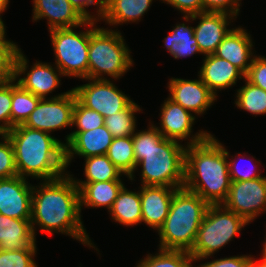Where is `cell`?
Returning a JSON list of instances; mask_svg holds the SVG:
<instances>
[{
	"label": "cell",
	"instance_id": "obj_1",
	"mask_svg": "<svg viewBox=\"0 0 266 267\" xmlns=\"http://www.w3.org/2000/svg\"><path fill=\"white\" fill-rule=\"evenodd\" d=\"M30 220L35 238L38 227L41 233L68 235L100 252L83 224L79 189L69 172L60 178L33 185Z\"/></svg>",
	"mask_w": 266,
	"mask_h": 267
},
{
	"label": "cell",
	"instance_id": "obj_2",
	"mask_svg": "<svg viewBox=\"0 0 266 267\" xmlns=\"http://www.w3.org/2000/svg\"><path fill=\"white\" fill-rule=\"evenodd\" d=\"M132 141L135 172L141 168V186L184 187L185 145L164 138L152 121L147 129L135 132Z\"/></svg>",
	"mask_w": 266,
	"mask_h": 267
},
{
	"label": "cell",
	"instance_id": "obj_3",
	"mask_svg": "<svg viewBox=\"0 0 266 267\" xmlns=\"http://www.w3.org/2000/svg\"><path fill=\"white\" fill-rule=\"evenodd\" d=\"M226 148L215 135L185 148L184 188L209 205L222 204L230 190Z\"/></svg>",
	"mask_w": 266,
	"mask_h": 267
},
{
	"label": "cell",
	"instance_id": "obj_4",
	"mask_svg": "<svg viewBox=\"0 0 266 267\" xmlns=\"http://www.w3.org/2000/svg\"><path fill=\"white\" fill-rule=\"evenodd\" d=\"M5 134L13 145L16 169L22 178L49 181L69 172L65 163L64 141L23 124Z\"/></svg>",
	"mask_w": 266,
	"mask_h": 267
},
{
	"label": "cell",
	"instance_id": "obj_5",
	"mask_svg": "<svg viewBox=\"0 0 266 267\" xmlns=\"http://www.w3.org/2000/svg\"><path fill=\"white\" fill-rule=\"evenodd\" d=\"M209 204L198 194L179 188L174 192L168 216L156 231L159 249L190 251Z\"/></svg>",
	"mask_w": 266,
	"mask_h": 267
},
{
	"label": "cell",
	"instance_id": "obj_6",
	"mask_svg": "<svg viewBox=\"0 0 266 267\" xmlns=\"http://www.w3.org/2000/svg\"><path fill=\"white\" fill-rule=\"evenodd\" d=\"M97 22L90 21L88 78L120 80L134 65L131 50L121 31L97 26Z\"/></svg>",
	"mask_w": 266,
	"mask_h": 267
},
{
	"label": "cell",
	"instance_id": "obj_7",
	"mask_svg": "<svg viewBox=\"0 0 266 267\" xmlns=\"http://www.w3.org/2000/svg\"><path fill=\"white\" fill-rule=\"evenodd\" d=\"M249 223L222 204L209 205L192 249L194 263L209 259L240 234Z\"/></svg>",
	"mask_w": 266,
	"mask_h": 267
},
{
	"label": "cell",
	"instance_id": "obj_8",
	"mask_svg": "<svg viewBox=\"0 0 266 267\" xmlns=\"http://www.w3.org/2000/svg\"><path fill=\"white\" fill-rule=\"evenodd\" d=\"M79 27L49 30L55 56V66L65 77L81 80L88 78V50L90 20L85 21L86 30Z\"/></svg>",
	"mask_w": 266,
	"mask_h": 267
},
{
	"label": "cell",
	"instance_id": "obj_9",
	"mask_svg": "<svg viewBox=\"0 0 266 267\" xmlns=\"http://www.w3.org/2000/svg\"><path fill=\"white\" fill-rule=\"evenodd\" d=\"M76 98L73 89L56 96L41 98L23 125L50 134L66 127H73V108Z\"/></svg>",
	"mask_w": 266,
	"mask_h": 267
},
{
	"label": "cell",
	"instance_id": "obj_10",
	"mask_svg": "<svg viewBox=\"0 0 266 267\" xmlns=\"http://www.w3.org/2000/svg\"><path fill=\"white\" fill-rule=\"evenodd\" d=\"M88 83L72 88L77 99L87 108L104 118L125 109L132 101L119 90L114 80L84 79Z\"/></svg>",
	"mask_w": 266,
	"mask_h": 267
},
{
	"label": "cell",
	"instance_id": "obj_11",
	"mask_svg": "<svg viewBox=\"0 0 266 267\" xmlns=\"http://www.w3.org/2000/svg\"><path fill=\"white\" fill-rule=\"evenodd\" d=\"M23 53L21 48L17 52L14 79L35 96L48 98L61 85L62 72L53 64L37 60L29 68V60Z\"/></svg>",
	"mask_w": 266,
	"mask_h": 267
},
{
	"label": "cell",
	"instance_id": "obj_12",
	"mask_svg": "<svg viewBox=\"0 0 266 267\" xmlns=\"http://www.w3.org/2000/svg\"><path fill=\"white\" fill-rule=\"evenodd\" d=\"M222 205L251 224L261 213H266V176L231 181L230 190Z\"/></svg>",
	"mask_w": 266,
	"mask_h": 267
},
{
	"label": "cell",
	"instance_id": "obj_13",
	"mask_svg": "<svg viewBox=\"0 0 266 267\" xmlns=\"http://www.w3.org/2000/svg\"><path fill=\"white\" fill-rule=\"evenodd\" d=\"M159 116L160 123L158 124H160V126L154 124L155 128L164 136V138L178 141L180 143L186 140L187 142L183 144L185 146L198 144L211 134L210 131L201 129L193 135L192 127L195 120L198 118L169 97H167L163 104H161Z\"/></svg>",
	"mask_w": 266,
	"mask_h": 267
},
{
	"label": "cell",
	"instance_id": "obj_14",
	"mask_svg": "<svg viewBox=\"0 0 266 267\" xmlns=\"http://www.w3.org/2000/svg\"><path fill=\"white\" fill-rule=\"evenodd\" d=\"M186 22L199 20L194 27V36L202 55L214 54L219 44L231 30L228 28L236 17L223 12H202L191 16H183ZM228 26V27H227Z\"/></svg>",
	"mask_w": 266,
	"mask_h": 267
},
{
	"label": "cell",
	"instance_id": "obj_15",
	"mask_svg": "<svg viewBox=\"0 0 266 267\" xmlns=\"http://www.w3.org/2000/svg\"><path fill=\"white\" fill-rule=\"evenodd\" d=\"M169 98L190 111L194 116H202L217 101V97L198 79L170 78L167 83ZM197 114V115H196Z\"/></svg>",
	"mask_w": 266,
	"mask_h": 267
},
{
	"label": "cell",
	"instance_id": "obj_16",
	"mask_svg": "<svg viewBox=\"0 0 266 267\" xmlns=\"http://www.w3.org/2000/svg\"><path fill=\"white\" fill-rule=\"evenodd\" d=\"M17 175L0 179V214L31 219L33 185Z\"/></svg>",
	"mask_w": 266,
	"mask_h": 267
},
{
	"label": "cell",
	"instance_id": "obj_17",
	"mask_svg": "<svg viewBox=\"0 0 266 267\" xmlns=\"http://www.w3.org/2000/svg\"><path fill=\"white\" fill-rule=\"evenodd\" d=\"M64 139L65 163L66 168H68L74 156L87 158L90 156L106 155L113 136L106 126L103 125L89 131L71 132Z\"/></svg>",
	"mask_w": 266,
	"mask_h": 267
},
{
	"label": "cell",
	"instance_id": "obj_18",
	"mask_svg": "<svg viewBox=\"0 0 266 267\" xmlns=\"http://www.w3.org/2000/svg\"><path fill=\"white\" fill-rule=\"evenodd\" d=\"M32 21L47 20L48 30L85 27L86 19L69 0H32Z\"/></svg>",
	"mask_w": 266,
	"mask_h": 267
},
{
	"label": "cell",
	"instance_id": "obj_19",
	"mask_svg": "<svg viewBox=\"0 0 266 267\" xmlns=\"http://www.w3.org/2000/svg\"><path fill=\"white\" fill-rule=\"evenodd\" d=\"M250 32L242 26L231 28L217 47L214 55L229 61L244 74L248 72L256 53L253 50V39Z\"/></svg>",
	"mask_w": 266,
	"mask_h": 267
},
{
	"label": "cell",
	"instance_id": "obj_20",
	"mask_svg": "<svg viewBox=\"0 0 266 267\" xmlns=\"http://www.w3.org/2000/svg\"><path fill=\"white\" fill-rule=\"evenodd\" d=\"M179 188L167 186H140L142 222L159 230L168 216L174 192Z\"/></svg>",
	"mask_w": 266,
	"mask_h": 267
},
{
	"label": "cell",
	"instance_id": "obj_21",
	"mask_svg": "<svg viewBox=\"0 0 266 267\" xmlns=\"http://www.w3.org/2000/svg\"><path fill=\"white\" fill-rule=\"evenodd\" d=\"M203 58L198 75L216 97L219 91L232 88L237 85L238 80L245 79V74L229 61L214 54Z\"/></svg>",
	"mask_w": 266,
	"mask_h": 267
},
{
	"label": "cell",
	"instance_id": "obj_22",
	"mask_svg": "<svg viewBox=\"0 0 266 267\" xmlns=\"http://www.w3.org/2000/svg\"><path fill=\"white\" fill-rule=\"evenodd\" d=\"M30 219H16L0 214V249L15 251L37 246Z\"/></svg>",
	"mask_w": 266,
	"mask_h": 267
},
{
	"label": "cell",
	"instance_id": "obj_23",
	"mask_svg": "<svg viewBox=\"0 0 266 267\" xmlns=\"http://www.w3.org/2000/svg\"><path fill=\"white\" fill-rule=\"evenodd\" d=\"M75 184L79 189L80 212L83 207L90 209L104 207L109 211L125 186L122 180Z\"/></svg>",
	"mask_w": 266,
	"mask_h": 267
},
{
	"label": "cell",
	"instance_id": "obj_24",
	"mask_svg": "<svg viewBox=\"0 0 266 267\" xmlns=\"http://www.w3.org/2000/svg\"><path fill=\"white\" fill-rule=\"evenodd\" d=\"M154 0H105V10L99 21L119 26L120 24L138 23L151 8ZM160 1V0H159Z\"/></svg>",
	"mask_w": 266,
	"mask_h": 267
},
{
	"label": "cell",
	"instance_id": "obj_25",
	"mask_svg": "<svg viewBox=\"0 0 266 267\" xmlns=\"http://www.w3.org/2000/svg\"><path fill=\"white\" fill-rule=\"evenodd\" d=\"M111 219L123 226H137L142 223L140 187L139 190H128L124 186L113 202L109 211Z\"/></svg>",
	"mask_w": 266,
	"mask_h": 267
},
{
	"label": "cell",
	"instance_id": "obj_26",
	"mask_svg": "<svg viewBox=\"0 0 266 267\" xmlns=\"http://www.w3.org/2000/svg\"><path fill=\"white\" fill-rule=\"evenodd\" d=\"M186 24L177 22L163 40L164 47L174 59L202 54L194 36V27Z\"/></svg>",
	"mask_w": 266,
	"mask_h": 267
},
{
	"label": "cell",
	"instance_id": "obj_27",
	"mask_svg": "<svg viewBox=\"0 0 266 267\" xmlns=\"http://www.w3.org/2000/svg\"><path fill=\"white\" fill-rule=\"evenodd\" d=\"M84 160L85 180L76 179V177L70 174L75 183H95L122 180L121 177L126 176L112 163L107 155L90 156L84 158Z\"/></svg>",
	"mask_w": 266,
	"mask_h": 267
},
{
	"label": "cell",
	"instance_id": "obj_28",
	"mask_svg": "<svg viewBox=\"0 0 266 267\" xmlns=\"http://www.w3.org/2000/svg\"><path fill=\"white\" fill-rule=\"evenodd\" d=\"M106 155L128 180L135 181L136 161L132 136L113 138Z\"/></svg>",
	"mask_w": 266,
	"mask_h": 267
},
{
	"label": "cell",
	"instance_id": "obj_29",
	"mask_svg": "<svg viewBox=\"0 0 266 267\" xmlns=\"http://www.w3.org/2000/svg\"><path fill=\"white\" fill-rule=\"evenodd\" d=\"M143 111L133 100L125 109L104 118V125L113 138L132 136L137 131L136 113ZM136 116V117H135Z\"/></svg>",
	"mask_w": 266,
	"mask_h": 267
},
{
	"label": "cell",
	"instance_id": "obj_30",
	"mask_svg": "<svg viewBox=\"0 0 266 267\" xmlns=\"http://www.w3.org/2000/svg\"><path fill=\"white\" fill-rule=\"evenodd\" d=\"M40 99L23 89L14 78L12 79L11 129L26 122Z\"/></svg>",
	"mask_w": 266,
	"mask_h": 267
},
{
	"label": "cell",
	"instance_id": "obj_31",
	"mask_svg": "<svg viewBox=\"0 0 266 267\" xmlns=\"http://www.w3.org/2000/svg\"><path fill=\"white\" fill-rule=\"evenodd\" d=\"M244 84L237 89L235 94V106L238 109L247 111L250 114L264 115L266 114V91L260 87H257L246 79H244Z\"/></svg>",
	"mask_w": 266,
	"mask_h": 267
},
{
	"label": "cell",
	"instance_id": "obj_32",
	"mask_svg": "<svg viewBox=\"0 0 266 267\" xmlns=\"http://www.w3.org/2000/svg\"><path fill=\"white\" fill-rule=\"evenodd\" d=\"M157 252L145 255L136 267H193L194 260L188 251L158 248Z\"/></svg>",
	"mask_w": 266,
	"mask_h": 267
},
{
	"label": "cell",
	"instance_id": "obj_33",
	"mask_svg": "<svg viewBox=\"0 0 266 267\" xmlns=\"http://www.w3.org/2000/svg\"><path fill=\"white\" fill-rule=\"evenodd\" d=\"M104 125V117L98 112L85 107L77 98L73 108L72 126L77 127L71 132H83Z\"/></svg>",
	"mask_w": 266,
	"mask_h": 267
},
{
	"label": "cell",
	"instance_id": "obj_34",
	"mask_svg": "<svg viewBox=\"0 0 266 267\" xmlns=\"http://www.w3.org/2000/svg\"><path fill=\"white\" fill-rule=\"evenodd\" d=\"M37 249V246H28L15 251L0 249V267H38L34 259Z\"/></svg>",
	"mask_w": 266,
	"mask_h": 267
},
{
	"label": "cell",
	"instance_id": "obj_35",
	"mask_svg": "<svg viewBox=\"0 0 266 267\" xmlns=\"http://www.w3.org/2000/svg\"><path fill=\"white\" fill-rule=\"evenodd\" d=\"M244 154V155H243ZM236 153V156L232 155V157H230V153L229 151H227L226 149V156H227V161H228V169H229V174H230V179L231 181H245V180H251V179H257L259 177H263V175L261 174V169H259L258 167V164L261 163V161L259 160H256L254 156H250L249 158L247 157L248 155H245V153ZM241 155V157H240ZM239 157V158H238ZM248 158L246 159V163H247V160L249 162H254L255 160L257 161L256 164H254L252 166V163H251V166L248 167V169H245L243 167L240 168L239 164L236 162V160H244V158ZM231 158V159H230ZM235 158V159H234ZM230 159V160H229ZM255 168H258V169H254ZM260 170V172H258Z\"/></svg>",
	"mask_w": 266,
	"mask_h": 267
},
{
	"label": "cell",
	"instance_id": "obj_36",
	"mask_svg": "<svg viewBox=\"0 0 266 267\" xmlns=\"http://www.w3.org/2000/svg\"><path fill=\"white\" fill-rule=\"evenodd\" d=\"M19 49L16 43H0V83L14 78L15 59Z\"/></svg>",
	"mask_w": 266,
	"mask_h": 267
},
{
	"label": "cell",
	"instance_id": "obj_37",
	"mask_svg": "<svg viewBox=\"0 0 266 267\" xmlns=\"http://www.w3.org/2000/svg\"><path fill=\"white\" fill-rule=\"evenodd\" d=\"M0 139V179L17 176L13 145L6 134Z\"/></svg>",
	"mask_w": 266,
	"mask_h": 267
},
{
	"label": "cell",
	"instance_id": "obj_38",
	"mask_svg": "<svg viewBox=\"0 0 266 267\" xmlns=\"http://www.w3.org/2000/svg\"><path fill=\"white\" fill-rule=\"evenodd\" d=\"M12 80L0 83V134L11 130Z\"/></svg>",
	"mask_w": 266,
	"mask_h": 267
},
{
	"label": "cell",
	"instance_id": "obj_39",
	"mask_svg": "<svg viewBox=\"0 0 266 267\" xmlns=\"http://www.w3.org/2000/svg\"><path fill=\"white\" fill-rule=\"evenodd\" d=\"M255 257L253 255H237L217 258L205 263L193 264V267H254Z\"/></svg>",
	"mask_w": 266,
	"mask_h": 267
},
{
	"label": "cell",
	"instance_id": "obj_40",
	"mask_svg": "<svg viewBox=\"0 0 266 267\" xmlns=\"http://www.w3.org/2000/svg\"><path fill=\"white\" fill-rule=\"evenodd\" d=\"M245 79L251 84L266 91V57L255 55Z\"/></svg>",
	"mask_w": 266,
	"mask_h": 267
},
{
	"label": "cell",
	"instance_id": "obj_41",
	"mask_svg": "<svg viewBox=\"0 0 266 267\" xmlns=\"http://www.w3.org/2000/svg\"><path fill=\"white\" fill-rule=\"evenodd\" d=\"M242 0H202L203 12H223L239 16Z\"/></svg>",
	"mask_w": 266,
	"mask_h": 267
},
{
	"label": "cell",
	"instance_id": "obj_42",
	"mask_svg": "<svg viewBox=\"0 0 266 267\" xmlns=\"http://www.w3.org/2000/svg\"><path fill=\"white\" fill-rule=\"evenodd\" d=\"M71 5L86 19L90 21H98L102 18L105 10V0H69ZM96 7L95 11L91 13L87 8ZM94 14V15H92Z\"/></svg>",
	"mask_w": 266,
	"mask_h": 267
},
{
	"label": "cell",
	"instance_id": "obj_43",
	"mask_svg": "<svg viewBox=\"0 0 266 267\" xmlns=\"http://www.w3.org/2000/svg\"><path fill=\"white\" fill-rule=\"evenodd\" d=\"M181 12L183 16H191L203 12L202 0H160Z\"/></svg>",
	"mask_w": 266,
	"mask_h": 267
},
{
	"label": "cell",
	"instance_id": "obj_44",
	"mask_svg": "<svg viewBox=\"0 0 266 267\" xmlns=\"http://www.w3.org/2000/svg\"><path fill=\"white\" fill-rule=\"evenodd\" d=\"M6 25L2 18H0V43H14V41L6 38Z\"/></svg>",
	"mask_w": 266,
	"mask_h": 267
},
{
	"label": "cell",
	"instance_id": "obj_45",
	"mask_svg": "<svg viewBox=\"0 0 266 267\" xmlns=\"http://www.w3.org/2000/svg\"><path fill=\"white\" fill-rule=\"evenodd\" d=\"M10 0H0V18H2L1 14L7 11V7L9 6Z\"/></svg>",
	"mask_w": 266,
	"mask_h": 267
},
{
	"label": "cell",
	"instance_id": "obj_46",
	"mask_svg": "<svg viewBox=\"0 0 266 267\" xmlns=\"http://www.w3.org/2000/svg\"><path fill=\"white\" fill-rule=\"evenodd\" d=\"M254 267H266V259H259L255 258Z\"/></svg>",
	"mask_w": 266,
	"mask_h": 267
},
{
	"label": "cell",
	"instance_id": "obj_47",
	"mask_svg": "<svg viewBox=\"0 0 266 267\" xmlns=\"http://www.w3.org/2000/svg\"><path fill=\"white\" fill-rule=\"evenodd\" d=\"M264 244H263V249H262V251H261V259H266V235H265V240H264V242H263Z\"/></svg>",
	"mask_w": 266,
	"mask_h": 267
}]
</instances>
